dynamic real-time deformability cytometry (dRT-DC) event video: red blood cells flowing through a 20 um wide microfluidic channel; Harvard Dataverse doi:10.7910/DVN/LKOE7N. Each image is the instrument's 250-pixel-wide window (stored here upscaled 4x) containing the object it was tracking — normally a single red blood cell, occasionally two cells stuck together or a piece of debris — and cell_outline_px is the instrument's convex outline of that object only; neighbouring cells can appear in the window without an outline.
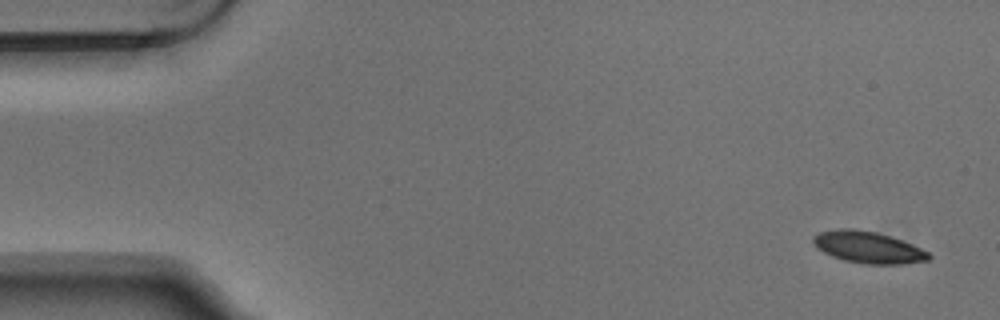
{"species": "Egyptian fruit bat (a non-hibernating species)", "species_latin": "Rousettus aegyptiacus", "temperature_condition": "warm", "stored_images_in_passage": 8, "camera_frame_rate_fps": 3000, "um_per_image_px": 0.085, "animal": {"sex": "male"}, "frame": {"image": 1, "passage_image": 1, "time_ms": 0.0, "image_size_px": [1000, 320], "cell_outline_px": [[932, 256], [928, 260], [904, 264], [864, 264], [844, 260], [832, 256], [816, 248], [812, 240], [812, 236], [820, 232], [840, 228], [852, 228], [876, 232], [892, 236], [912, 244], [928, 252]], "centroid_in_image_um": [73.78, 21.02], "position_along_channel_um": 11.2, "area_um2": 21.44}}
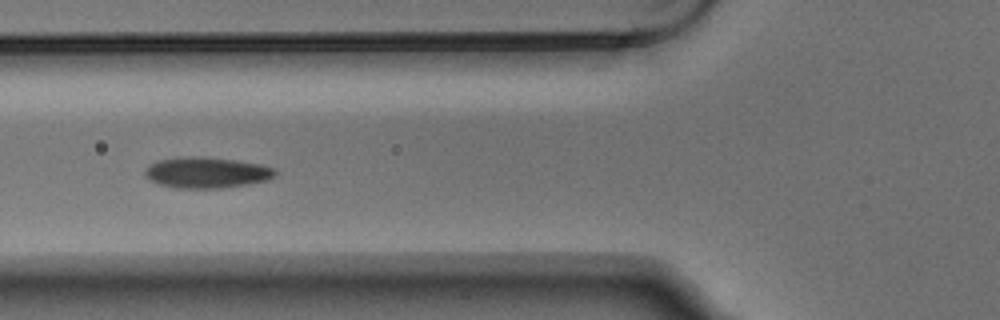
{"frame": {"image": 2, "passage_image": 6, "time_ms": 1.667, "image_size_px": [1000, 320], "cell_outline_px": [[276, 172], [272, 176], [264, 180], [224, 188], [172, 188], [148, 180], [144, 176], [144, 172], [148, 164], [156, 160], [176, 156], [200, 156], [236, 160], [260, 164], [276, 168]], "centroid_in_image_um": [17.45, 14.65], "position_along_channel_um": 108.3, "area_um2": 23.7}}
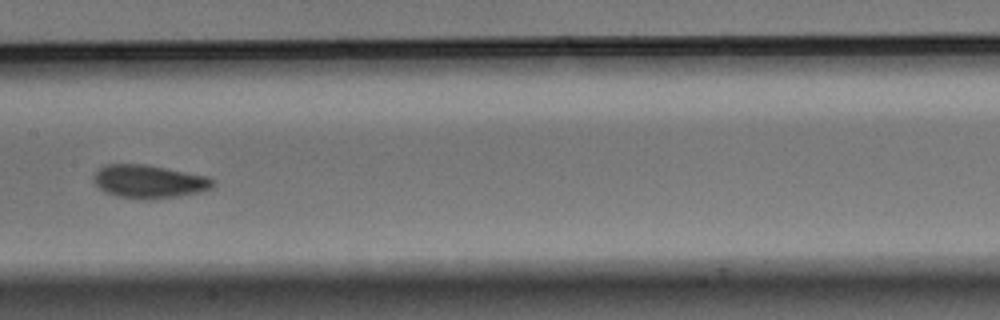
{"frame": {"image": 3, "passage_image": 8, "time_ms": 2.333, "image_size_px": [1000, 320], "cell_outline_px": [[216, 184], [212, 188], [200, 192], [180, 196], [144, 200], [140, 200], [116, 196], [104, 192], [92, 180], [92, 176], [104, 164], [144, 164], [208, 176], [216, 180]], "centroid_in_image_um": [12.68, 15.44], "position_along_channel_um": 194.7, "area_um2": 23.41}}